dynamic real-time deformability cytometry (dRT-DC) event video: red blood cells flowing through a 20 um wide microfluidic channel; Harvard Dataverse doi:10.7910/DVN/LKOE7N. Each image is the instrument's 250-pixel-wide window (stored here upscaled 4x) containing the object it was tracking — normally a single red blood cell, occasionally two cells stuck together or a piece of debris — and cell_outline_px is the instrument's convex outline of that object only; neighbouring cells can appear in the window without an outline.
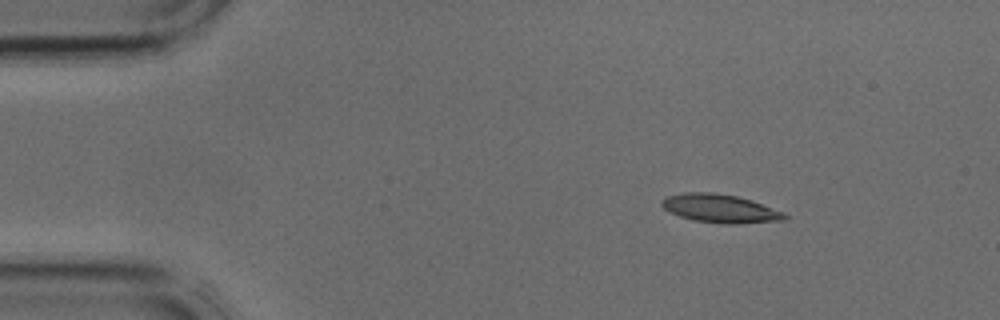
{"species": "common noctule bat (a hibernating species)", "species_latin": "Nyctalus noctula", "temperature_condition": "cold", "stored_images_in_passage": 3, "camera_frame_rate_fps": 3000, "um_per_image_px": 0.085, "animal": {"sex": "male", "body_mass_g": 17.9, "forearm_length_mm": 54.2}, "frame": {"image": 1, "passage_image": 1, "time_ms": 0.0, "image_size_px": [1000, 320], "cell_outline_px": [[788, 220], [736, 224], [728, 224], [692, 220], [680, 216], [664, 208], [660, 204], [660, 200], [668, 196], [684, 192], [712, 192], [736, 196], [752, 200], [784, 212], [788, 216]], "centroid_in_image_um": [61.24, 17.72], "position_along_channel_um": 23.8, "area_um2": 20.4}}